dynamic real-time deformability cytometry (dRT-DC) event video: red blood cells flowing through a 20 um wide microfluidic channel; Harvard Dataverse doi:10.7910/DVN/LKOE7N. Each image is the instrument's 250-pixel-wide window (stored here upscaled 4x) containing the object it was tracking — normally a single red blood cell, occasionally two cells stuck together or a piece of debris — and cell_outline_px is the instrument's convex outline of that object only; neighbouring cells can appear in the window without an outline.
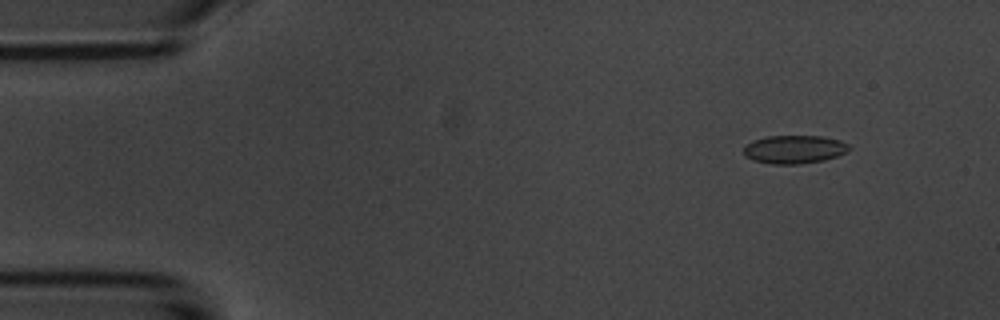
{"species": "common noctule bat (a hibernating species)", "species_latin": "Nyctalus noctula", "temperature_condition": "room temperature", "stored_images_in_passage": 5, "camera_frame_rate_fps": 3000, "um_per_image_px": 0.085, "animal": {"sex": "male", "body_mass_g": 20.1, "forearm_length_mm": 53.5}, "frame": {"image": 1, "passage_image": 2, "time_ms": 1.333, "image_size_px": [1000, 320], "cell_outline_px": [[852, 148], [848, 152], [824, 160], [800, 164], [772, 164], [752, 160], [744, 156], [744, 144], [752, 140], [768, 136], [820, 136], [840, 140], [848, 144]], "centroid_in_image_um": [67.5, 12.7], "position_along_channel_um": 17.5, "area_um2": 17.57}}
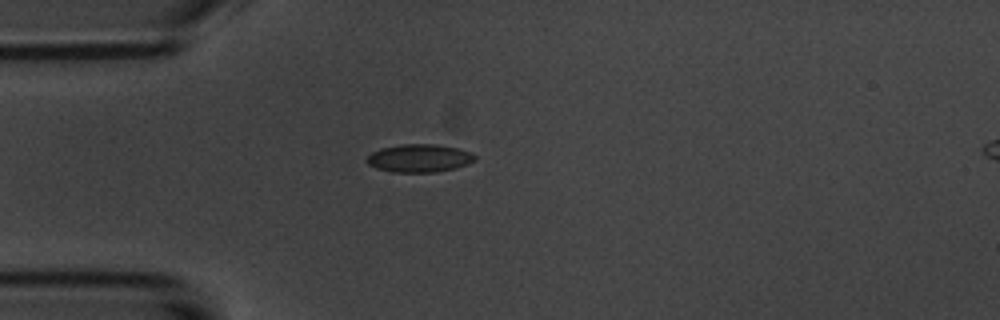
{"frame": {"image": 2, "passage_image": 4, "time_ms": 4.333, "image_size_px": [1000, 320], "cell_outline_px": [[476, 160], [456, 168], [436, 172], [392, 172], [376, 168], [368, 164], [364, 160], [372, 152], [380, 148], [400, 144], [436, 144], [456, 148], [472, 152], [476, 156]], "centroid_in_image_um": [35.62, 13.44], "position_along_channel_um": 49.4, "area_um2": 17.74}}